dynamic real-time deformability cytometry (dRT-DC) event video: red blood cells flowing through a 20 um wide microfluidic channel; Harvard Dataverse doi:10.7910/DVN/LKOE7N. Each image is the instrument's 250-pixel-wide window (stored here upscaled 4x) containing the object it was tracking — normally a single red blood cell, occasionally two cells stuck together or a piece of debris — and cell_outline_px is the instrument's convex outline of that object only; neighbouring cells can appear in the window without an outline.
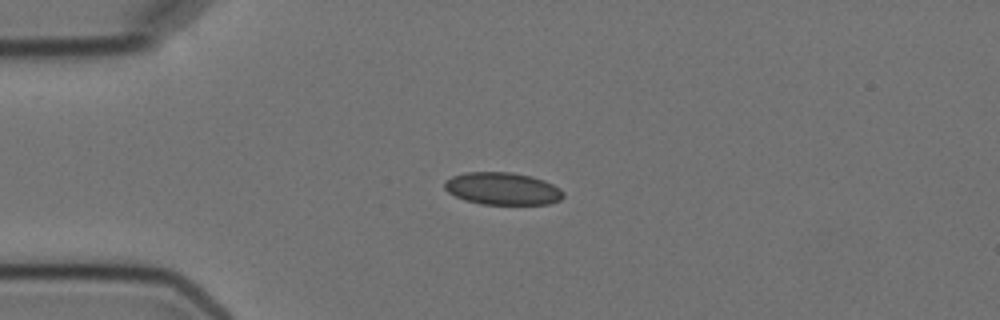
{"species": "Egyptian fruit bat (a non-hibernating species)", "species_latin": "Rousettus aegyptiacus", "temperature_condition": "cold", "stored_images_in_passage": 2, "camera_frame_rate_fps": 3000, "um_per_image_px": 0.085, "animal": {"sex": "female"}, "frame": {"image": 1, "passage_image": 1, "time_ms": 0.0, "image_size_px": [1000, 320], "cell_outline_px": [[564, 196], [560, 200], [548, 204], [480, 204], [464, 200], [448, 192], [444, 188], [444, 180], [452, 176], [464, 172], [512, 172], [532, 176], [544, 180], [560, 188], [564, 192]], "centroid_in_image_um": [42.7, 16.03], "position_along_channel_um": 42.3, "area_um2": 22.6}}